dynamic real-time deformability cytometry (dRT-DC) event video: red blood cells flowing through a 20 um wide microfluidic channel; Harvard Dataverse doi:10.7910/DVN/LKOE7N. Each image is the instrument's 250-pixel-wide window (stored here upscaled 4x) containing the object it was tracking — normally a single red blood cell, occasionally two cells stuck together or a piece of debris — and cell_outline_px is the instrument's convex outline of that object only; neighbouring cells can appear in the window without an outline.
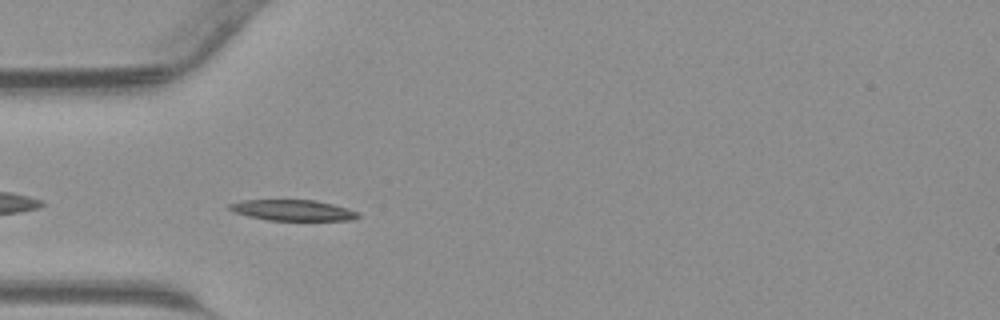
{"species": "common noctule bat (a hibernating species)", "species_latin": "Nyctalus noctula", "temperature_condition": "warm", "stored_images_in_passage": 34, "camera_frame_rate_fps": 3000, "um_per_image_px": 0.085, "animal": {"sex": "male", "body_mass_g": 23.1, "forearm_length_mm": 52.7}, "frame": {"image": 1, "passage_image": 3, "time_ms": 0.667, "image_size_px": [1000, 320], "cell_outline_px": [[360, 216], [352, 220], [268, 220], [248, 216], [232, 212], [228, 208], [228, 204], [240, 200], [316, 200], [348, 208], [360, 212]], "centroid_in_image_um": [24.88, 17.87], "position_along_channel_um": 60.1, "area_um2": 15.72}}
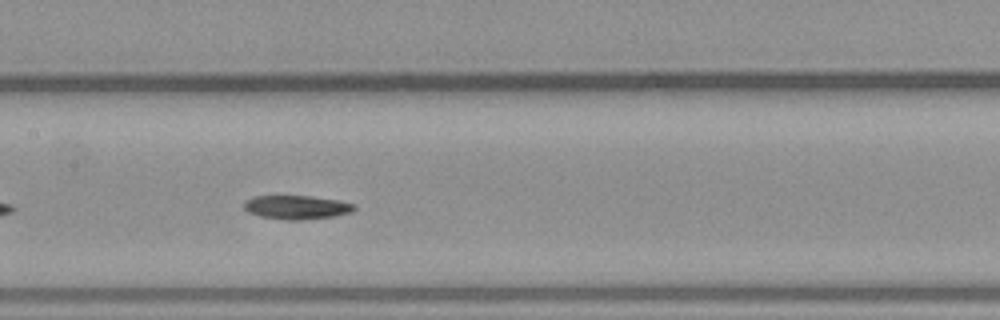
{"frame": {"image": 2, "passage_image": 11, "time_ms": 3.333, "image_size_px": [1000, 320], "cell_outline_px": [[356, 208], [352, 212], [336, 216], [304, 220], [284, 220], [260, 216], [248, 212], [244, 208], [244, 200], [252, 196], [312, 196], [340, 200], [356, 204]], "centroid_in_image_um": [25.24, 17.62], "position_along_channel_um": 182.2, "area_um2": 15.61}}
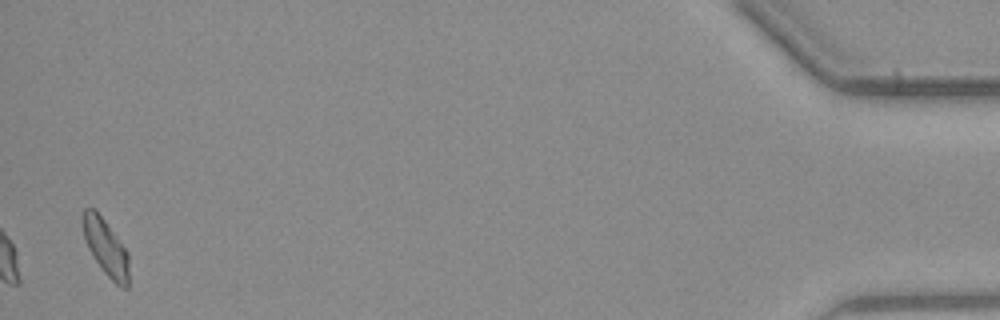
{"frame": {"image": 3, "passage_image": 33, "time_ms": 10.667, "image_size_px": [1000, 320], "cell_outline_px": [[128, 288], [120, 288], [104, 272], [88, 248], [84, 236], [80, 220], [84, 208], [92, 208], [104, 220], [128, 252]], "centroid_in_image_um": [8.97, 21.03], "position_along_channel_um": 426.2, "area_um2": 14.97}}